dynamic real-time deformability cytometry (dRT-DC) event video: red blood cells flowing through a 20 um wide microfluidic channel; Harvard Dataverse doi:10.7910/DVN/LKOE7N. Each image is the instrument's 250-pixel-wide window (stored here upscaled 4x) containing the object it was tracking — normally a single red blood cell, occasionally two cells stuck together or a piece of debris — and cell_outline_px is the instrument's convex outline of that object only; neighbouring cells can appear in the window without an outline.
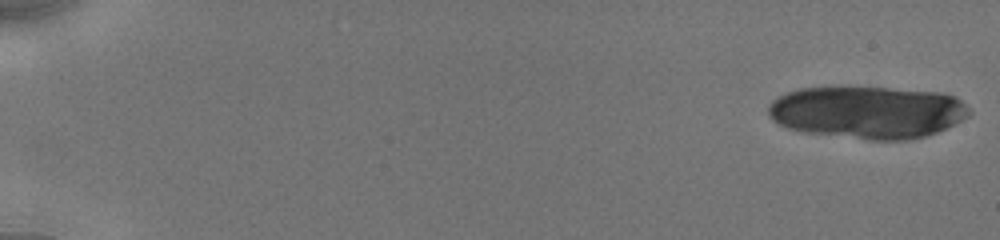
{"species": "human", "species_latin": "Homo sapiens", "temperature_condition": "cold", "stored_images_in_passage": 16, "camera_frame_rate_fps": 3000, "um_per_image_px": 0.085, "donor": {"sex": "male"}, "frame": {"image": 1, "passage_image": 1, "time_ms": 0.0, "image_size_px": [1000, 240], "cell_outline_px": [[972, 112], [968, 116], [956, 124], [948, 128], [924, 136], [908, 140], [868, 140], [800, 132], [776, 124], [768, 116], [768, 104], [772, 100], [788, 92], [800, 88], [840, 84], [944, 92], [956, 96]], "centroid_in_image_um": [73.7, 9.51], "position_along_channel_um": 11.3, "area_um2": 63.23}}